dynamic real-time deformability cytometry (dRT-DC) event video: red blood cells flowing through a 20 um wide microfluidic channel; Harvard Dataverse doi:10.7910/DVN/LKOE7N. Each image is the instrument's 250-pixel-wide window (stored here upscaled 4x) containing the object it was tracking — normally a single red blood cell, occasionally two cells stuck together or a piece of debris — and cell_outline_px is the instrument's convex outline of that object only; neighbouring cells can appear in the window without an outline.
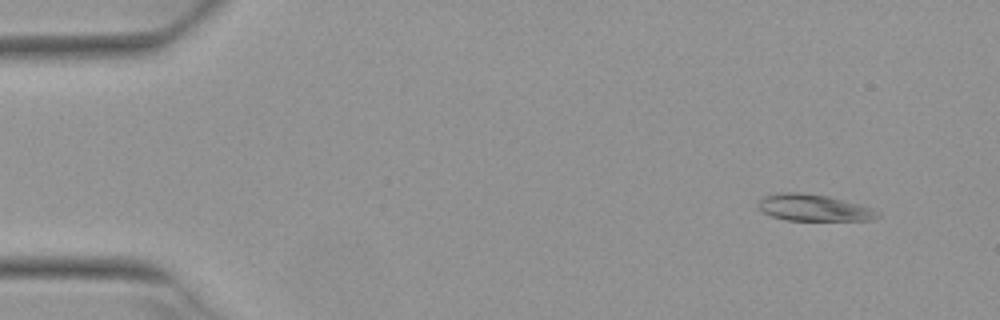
{"species": "Egyptian fruit bat (a non-hibernating species)", "species_latin": "Rousettus aegyptiacus", "temperature_condition": "warm", "stored_images_in_passage": 4, "camera_frame_rate_fps": 3000, "um_per_image_px": 0.085, "animal": {"sex": "female"}, "frame": {"image": 1, "passage_image": 1, "time_ms": 0.0, "image_size_px": [1000, 320], "cell_outline_px": [[880, 216], [872, 220], [784, 220], [772, 216], [764, 212], [756, 204], [764, 196], [780, 192], [800, 192], [828, 196], [872, 208], [880, 212]], "centroid_in_image_um": [69.16, 17.66], "position_along_channel_um": 15.8, "area_um2": 18.44}}
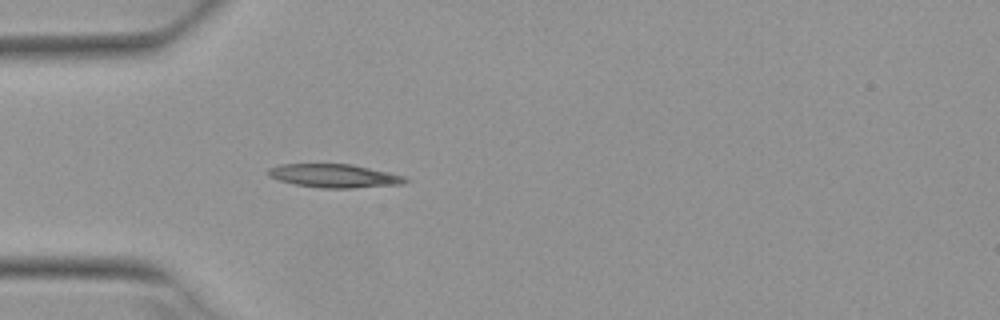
{"frame": {"image": 2, "passage_image": 4, "time_ms": 1.0, "image_size_px": [1000, 320], "cell_outline_px": [[408, 180], [400, 184], [352, 188], [320, 188], [296, 184], [280, 180], [268, 176], [268, 168], [280, 164], [352, 164], [388, 172], [404, 176]], "centroid_in_image_um": [28.38, 14.94], "position_along_channel_um": 56.6, "area_um2": 18.55}}